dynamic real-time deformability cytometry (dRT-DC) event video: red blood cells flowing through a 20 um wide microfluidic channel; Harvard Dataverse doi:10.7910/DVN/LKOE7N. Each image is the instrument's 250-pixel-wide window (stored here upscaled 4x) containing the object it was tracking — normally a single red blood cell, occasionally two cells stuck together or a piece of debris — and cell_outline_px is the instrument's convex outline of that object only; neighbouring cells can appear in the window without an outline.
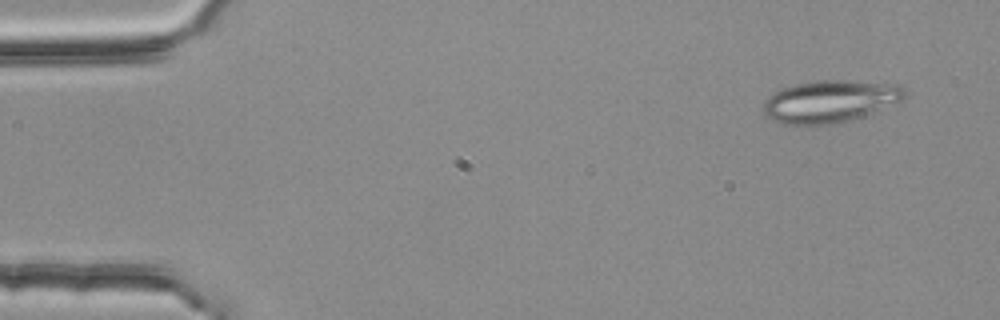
{"species": "common noctule bat (a hibernating species)", "species_latin": "Nyctalus noctula", "temperature_condition": "room temperature", "stored_images_in_passage": 5, "camera_frame_rate_fps": 3000, "um_per_image_px": 0.085, "animal": {"sex": "female", "body_mass_g": 25.1}, "frame": {"image": 1, "passage_image": 1, "time_ms": 0.0, "image_size_px": [1000, 320], "cell_outline_px": [[908, 96], [904, 100], [880, 112], [832, 124], [780, 124], [764, 116], [764, 100], [772, 92], [780, 88], [796, 84], [816, 80], [844, 80], [904, 84]], "centroid_in_image_um": [70.63, 8.6], "position_along_channel_um": 14.4, "area_um2": 35.72}}